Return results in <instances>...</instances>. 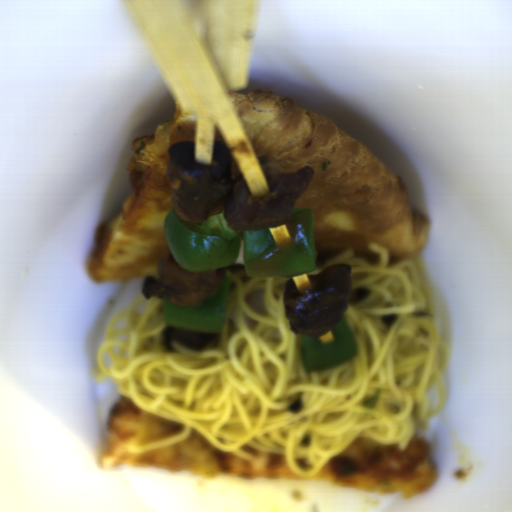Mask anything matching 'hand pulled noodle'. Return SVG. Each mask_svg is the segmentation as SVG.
<instances>
[{
    "instance_id": "obj_1",
    "label": "hand pulled noodle",
    "mask_w": 512,
    "mask_h": 512,
    "mask_svg": "<svg viewBox=\"0 0 512 512\" xmlns=\"http://www.w3.org/2000/svg\"><path fill=\"white\" fill-rule=\"evenodd\" d=\"M369 250L375 263L344 249L303 273L346 264L351 288L369 289L343 315L355 356L325 372L304 369L301 334L284 302L289 277L230 272L220 344L205 351L163 346L164 297L143 294L112 317L95 379L111 378L137 408L181 425L172 438L129 450L162 447L195 430L223 452L247 445L282 455L302 478L355 440L405 451L444 407L450 348L436 330L417 256L393 261L382 245Z\"/></svg>"
}]
</instances>
